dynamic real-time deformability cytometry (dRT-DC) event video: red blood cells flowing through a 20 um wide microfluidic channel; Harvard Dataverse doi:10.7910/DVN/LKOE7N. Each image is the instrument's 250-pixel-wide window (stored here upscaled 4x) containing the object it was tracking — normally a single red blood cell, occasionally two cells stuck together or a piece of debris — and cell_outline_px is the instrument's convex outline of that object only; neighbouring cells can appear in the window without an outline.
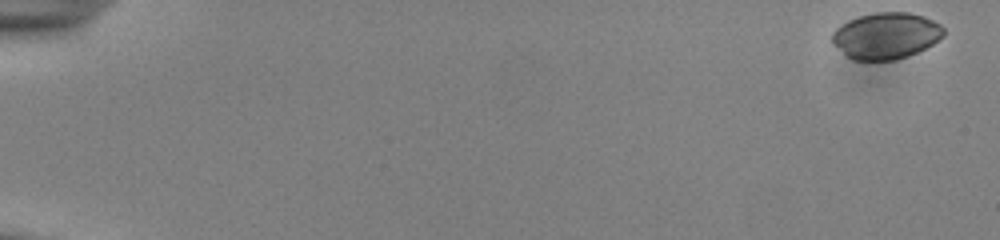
{"species": "common noctule bat (a hibernating species)", "species_latin": "Nyctalus noctula", "temperature_condition": "cold", "stored_images_in_passage": 10, "camera_frame_rate_fps": 3000, "um_per_image_px": 0.085, "animal": {"sex": "male", "body_mass_g": 13.0, "forearm_length_mm": 53.1}, "frame": {"image": 1, "passage_image": 1, "time_ms": 0.0, "image_size_px": [1000, 240], "cell_outline_px": [[944, 36], [940, 40], [908, 56], [896, 60], [852, 60], [832, 44], [832, 32], [836, 28], [848, 20], [860, 16], [876, 12], [908, 12], [924, 16], [940, 24], [944, 28]], "centroid_in_image_um": [75.31, 3.04], "position_along_channel_um": 9.7, "area_um2": 30.23}}